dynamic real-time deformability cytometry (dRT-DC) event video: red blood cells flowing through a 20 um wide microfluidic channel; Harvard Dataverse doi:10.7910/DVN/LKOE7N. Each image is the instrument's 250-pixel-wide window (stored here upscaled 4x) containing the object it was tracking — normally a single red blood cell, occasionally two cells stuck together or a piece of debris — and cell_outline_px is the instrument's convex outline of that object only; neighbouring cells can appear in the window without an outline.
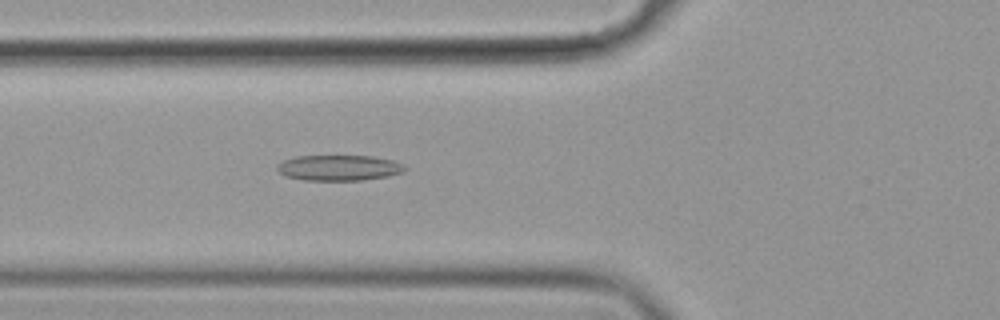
{"species": "common noctule bat (a hibernating species)", "species_latin": "Nyctalus noctula", "temperature_condition": "cold", "stored_images_in_passage": 49, "camera_frame_rate_fps": 3000, "um_per_image_px": 0.085, "animal": {"sex": "female", "body_mass_g": 19.9}, "frame": {"image": 1, "passage_image": 17, "time_ms": 5.333, "image_size_px": [1000, 320], "cell_outline_px": [[408, 168], [400, 172], [388, 176], [360, 180], [304, 180], [284, 176], [276, 168], [276, 164], [284, 160], [296, 156], [372, 156], [392, 160]], "centroid_in_image_um": [28.75, 14.26], "position_along_channel_um": 97.0, "area_um2": 18.9}}
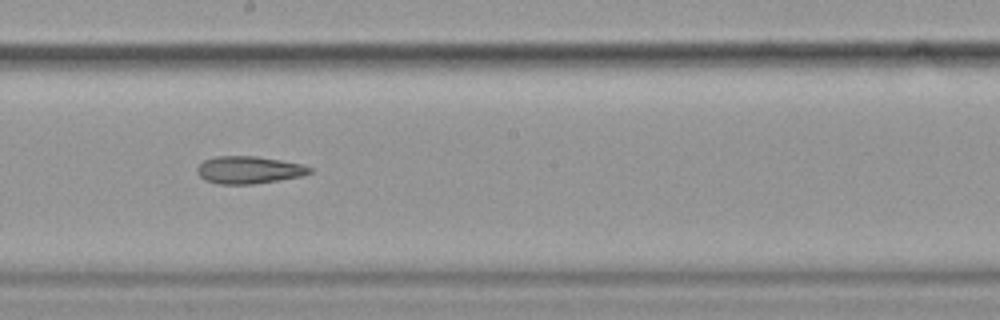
{"frame": {"image": 2, "passage_image": 28, "time_ms": 9.0, "image_size_px": [1000, 320], "cell_outline_px": [[312, 172], [304, 176], [252, 184], [220, 184], [204, 180], [196, 172], [196, 168], [204, 160], [216, 156], [256, 156], [280, 160], [300, 164], [312, 168]], "centroid_in_image_um": [21.14, 14.44], "position_along_channel_um": 227.1, "area_um2": 17.98}}
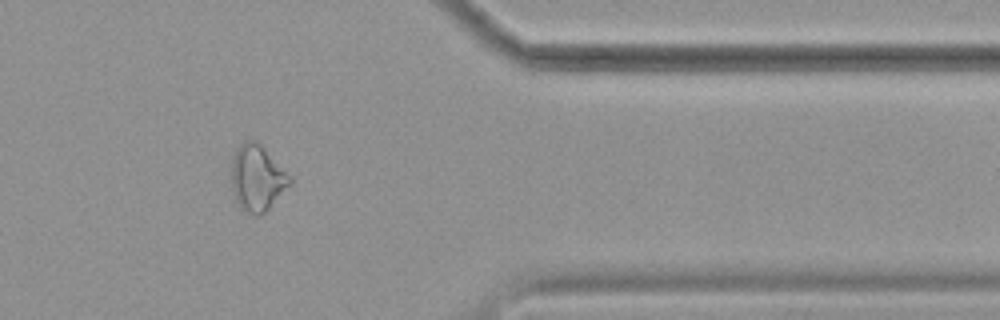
{"frame": {"image": 3, "passage_image": 43, "time_ms": 14.0, "image_size_px": [1000, 320], "cell_outline_px": [[292, 184], [264, 212], [256, 216], [252, 216], [240, 208], [236, 200], [232, 188], [232, 156], [236, 148], [244, 140], [256, 140], [292, 176]], "centroid_in_image_um": [21.86, 15.12], "position_along_channel_um": 389.5, "area_um2": 22.6}}